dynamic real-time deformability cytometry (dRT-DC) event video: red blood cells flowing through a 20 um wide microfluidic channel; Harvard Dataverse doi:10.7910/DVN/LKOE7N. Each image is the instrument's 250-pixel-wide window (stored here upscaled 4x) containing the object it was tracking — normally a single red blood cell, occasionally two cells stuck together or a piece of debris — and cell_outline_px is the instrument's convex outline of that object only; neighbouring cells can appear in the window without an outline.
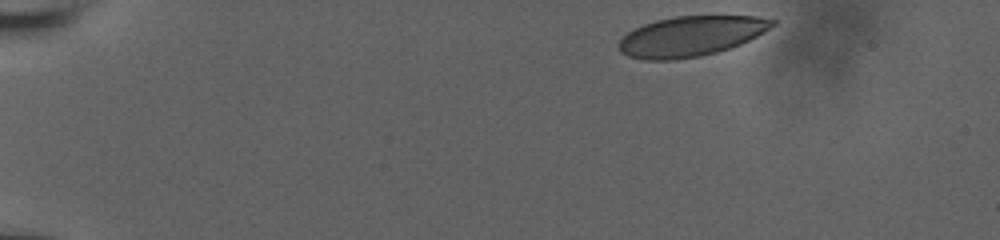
{"species": "human", "species_latin": "Homo sapiens", "temperature_condition": "room temperature", "stored_images_in_passage": 41, "camera_frame_rate_fps": 3000, "um_per_image_px": 0.085, "donor": {"sex": "male"}, "frame": {"image": 1, "passage_image": 1, "time_ms": 0.0, "image_size_px": [1000, 240], "cell_outline_px": [[776, 24], [764, 32], [740, 44], [716, 52], [700, 56], [676, 60], [644, 60], [628, 56], [620, 52], [616, 44], [628, 32], [644, 24], [656, 20], [676, 16], [756, 16], [776, 20]], "centroid_in_image_um": [58.7, 3.08], "position_along_channel_um": 26.3, "area_um2": 35.84}}
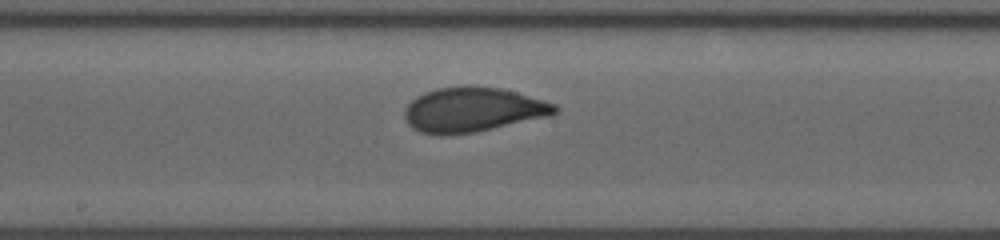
{"frame": {"image": 2, "passage_image": 24, "time_ms": 7.667, "image_size_px": [1000, 240], "cell_outline_px": [[560, 112], [552, 116], [476, 132], [448, 136], [440, 136], [420, 132], [412, 128], [408, 124], [404, 116], [404, 108], [416, 96], [424, 92], [436, 88], [468, 84], [504, 88], [556, 104], [560, 108]], "centroid_in_image_um": [40.2, 9.32], "position_along_channel_um": 208.0, "area_um2": 40.17}}
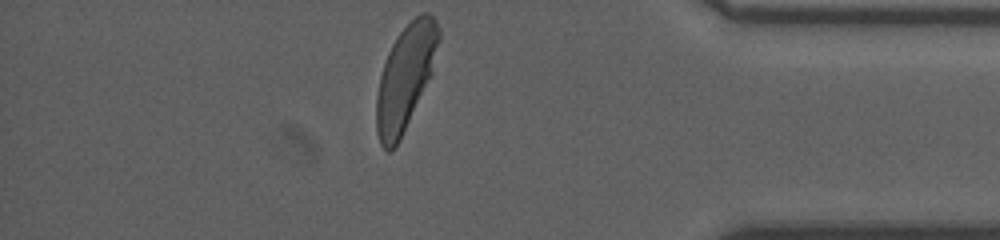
{"frame": {"image": 3, "passage_image": 41, "time_ms": 13.333, "image_size_px": [1000, 240], "cell_outline_px": [[440, 40], [432, 76], [400, 140], [388, 152], [380, 144], [376, 132], [376, 96], [380, 76], [388, 52], [396, 36], [420, 12], [428, 12], [436, 20], [440, 28]], "centroid_in_image_um": [34.48, 6.57], "position_along_channel_um": 400.7, "area_um2": 38.32}, "authors_computed_cell_mechanics": {"area_um2": 38.4948, "velocity_mm_per_s": 3.8513, "shape_relaxation_time_tau1_ms": 4.525, "shape_relaxation_time_tau2_ms": null, "deformation_change_tau1": 0.1587, "deformation_change_tau2": null}}